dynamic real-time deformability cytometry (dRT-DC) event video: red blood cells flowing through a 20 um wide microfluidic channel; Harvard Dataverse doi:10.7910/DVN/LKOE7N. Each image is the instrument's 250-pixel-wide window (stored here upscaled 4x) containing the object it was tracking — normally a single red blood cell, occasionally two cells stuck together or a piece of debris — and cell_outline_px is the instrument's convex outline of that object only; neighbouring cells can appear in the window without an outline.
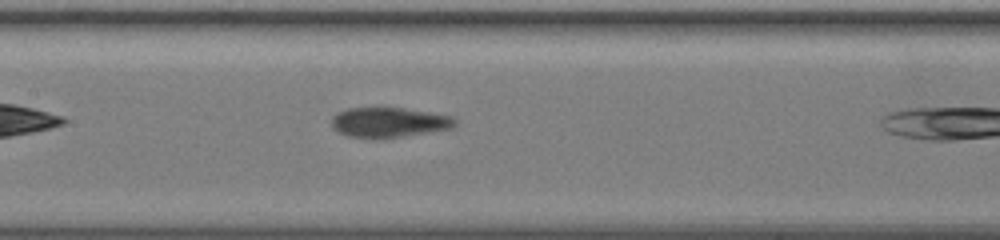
{"species": "common noctule bat (a hibernating species)", "species_latin": "Nyctalus noctula", "temperature_condition": "warm", "stored_images_in_passage": 11, "camera_frame_rate_fps": 3000, "um_per_image_px": 0.085, "animal": {"sex": "female", "body_mass_g": 19.5, "forearm_length_mm": 54.1}, "frame": {"image": 1, "passage_image": 10, "time_ms": 3.0, "image_size_px": [1000, 240], "cell_outline_px": [[456, 124], [452, 128], [384, 140], [376, 140], [348, 136], [332, 128], [332, 116], [336, 112], [348, 108], [380, 104], [452, 116], [456, 120]], "centroid_in_image_um": [33.0, 10.38], "position_along_channel_um": 174.4, "area_um2": 22.77}}